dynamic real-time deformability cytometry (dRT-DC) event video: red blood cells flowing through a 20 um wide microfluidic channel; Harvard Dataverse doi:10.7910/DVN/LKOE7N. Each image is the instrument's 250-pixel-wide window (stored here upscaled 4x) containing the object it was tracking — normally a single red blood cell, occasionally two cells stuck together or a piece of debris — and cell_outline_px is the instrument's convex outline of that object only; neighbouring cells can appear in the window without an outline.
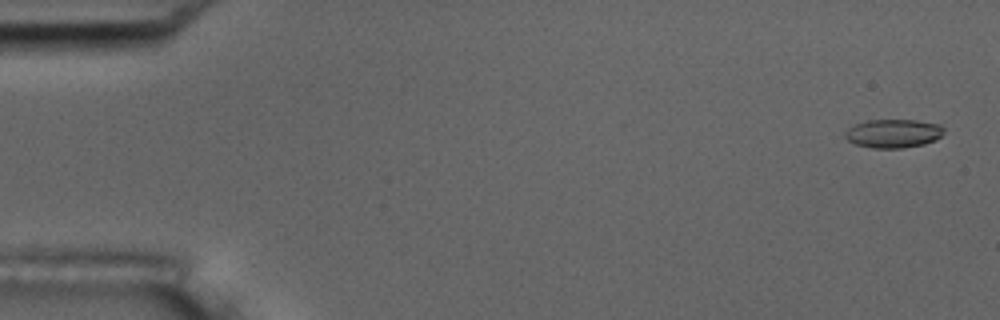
{"species": "common noctule bat (a hibernating species)", "species_latin": "Nyctalus noctula", "temperature_condition": "room temperature", "stored_images_in_passage": 5, "camera_frame_rate_fps": 3000, "um_per_image_px": 0.085, "animal": {"sex": "male", "body_mass_g": 17.5, "forearm_length_mm": 52.3}, "frame": {"image": 1, "passage_image": 1, "time_ms": 0.0, "image_size_px": [1000, 320], "cell_outline_px": [[944, 132], [936, 140], [924, 144], [904, 148], [872, 148], [856, 144], [848, 140], [844, 136], [844, 132], [848, 128], [856, 124], [868, 120], [916, 120], [940, 124], [944, 128]], "centroid_in_image_um": [75.94, 11.34], "position_along_channel_um": 9.1, "area_um2": 16.53}}
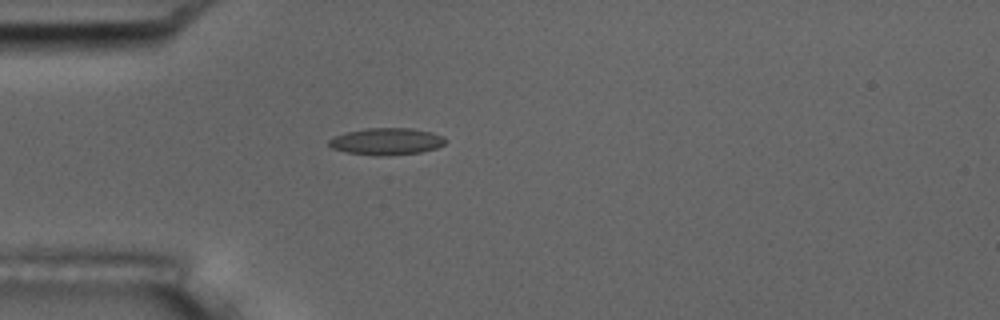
{"frame": {"image": 2, "passage_image": 5, "time_ms": 1.333, "image_size_px": [1000, 320], "cell_outline_px": [[448, 140], [444, 144], [436, 148], [420, 152], [380, 156], [372, 156], [348, 152], [332, 148], [328, 144], [328, 140], [332, 136], [344, 132], [368, 128], [412, 128], [432, 132], [444, 136]], "centroid_in_image_um": [32.84, 12.01], "position_along_channel_um": 52.2, "area_um2": 18.44}}